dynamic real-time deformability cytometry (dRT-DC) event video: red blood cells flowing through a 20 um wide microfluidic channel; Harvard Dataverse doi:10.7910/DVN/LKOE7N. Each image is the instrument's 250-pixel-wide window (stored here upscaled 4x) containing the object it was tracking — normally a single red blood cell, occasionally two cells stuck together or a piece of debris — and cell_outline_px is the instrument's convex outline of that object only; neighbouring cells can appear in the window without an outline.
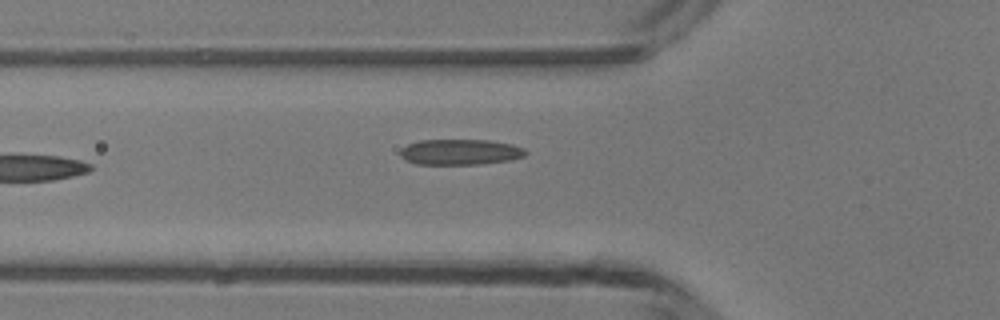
{"species": "common noctule bat (a hibernating species)", "species_latin": "Nyctalus noctula", "temperature_condition": "room temperature", "stored_images_in_passage": 5, "camera_frame_rate_fps": 3000, "um_per_image_px": 0.085, "animal": {"sex": "male", "body_mass_g": 13.3}, "frame": {"image": 1, "passage_image": 5, "time_ms": 5.667, "image_size_px": [1000, 320], "cell_outline_px": [[528, 152], [524, 156], [512, 160], [480, 164], [416, 164], [404, 160], [400, 156], [400, 148], [408, 144], [420, 140], [488, 140], [512, 144], [524, 148]], "centroid_in_image_um": [39.11, 12.92], "position_along_channel_um": 86.7, "area_um2": 18.9}}